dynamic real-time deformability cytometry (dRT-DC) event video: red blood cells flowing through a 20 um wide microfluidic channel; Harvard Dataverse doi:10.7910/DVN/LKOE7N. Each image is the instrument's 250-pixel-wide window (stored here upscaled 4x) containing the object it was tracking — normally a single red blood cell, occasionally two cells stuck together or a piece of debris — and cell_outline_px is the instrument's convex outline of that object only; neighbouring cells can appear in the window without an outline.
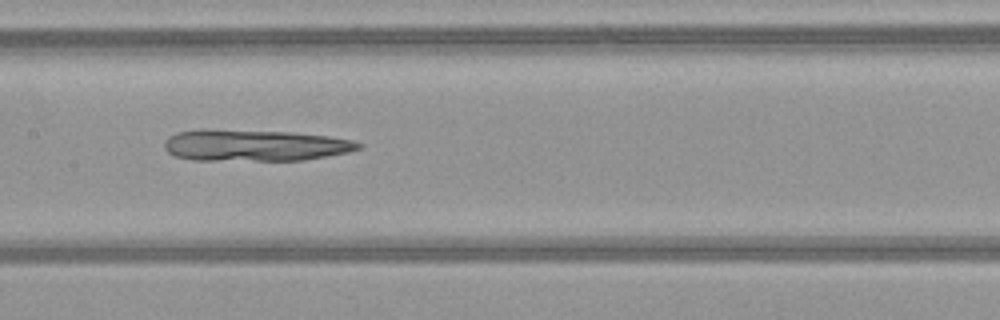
{"species": "common noctule bat (a hibernating species)", "species_latin": "Nyctalus noctula", "temperature_condition": "warm", "stored_images_in_passage": 30, "camera_frame_rate_fps": 3000, "um_per_image_px": 0.085, "animal": {"sex": "female", "body_mass_g": 21.9}, "frame": {"image": 1, "passage_image": 12, "time_ms": 3.667, "image_size_px": [1000, 320], "cell_outline_px": [[364, 144], [360, 148], [348, 152], [304, 160], [192, 160], [176, 156], [168, 152], [164, 148], [164, 140], [168, 136], [176, 132], [292, 132], [328, 136], [352, 140]], "centroid_in_image_um": [21.73, 12.4], "position_along_channel_um": 185.7, "area_um2": 34.33}}
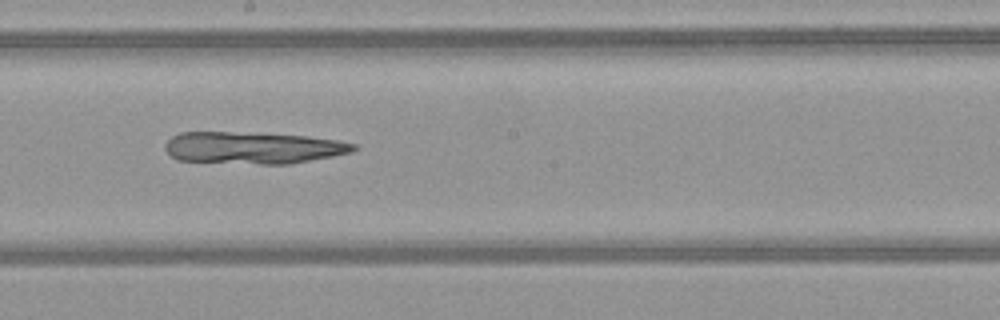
{"frame": {"image": 2, "passage_image": 15, "time_ms": 4.667, "image_size_px": [1000, 320], "cell_outline_px": [[360, 148], [352, 152], [332, 156], [288, 164], [260, 164], [176, 160], [164, 148], [164, 144], [172, 136], [180, 132], [232, 132], [308, 136], [336, 140], [356, 144]], "centroid_in_image_um": [21.5, 12.56], "position_along_channel_um": 226.7, "area_um2": 34.97}}
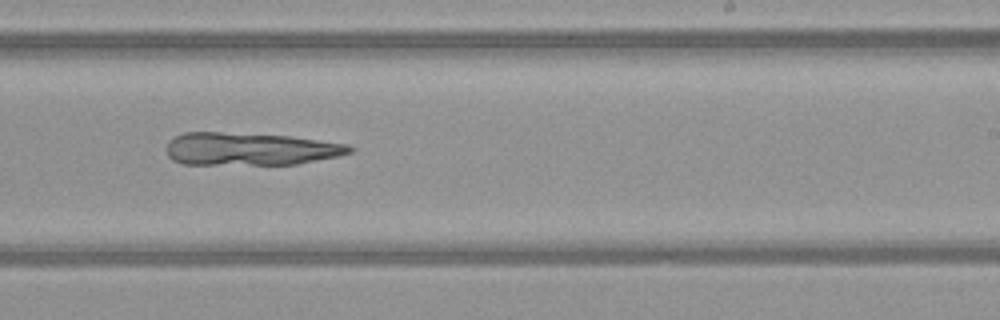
{"frame": {"image": 3, "passage_image": 18, "time_ms": 5.667, "image_size_px": [1000, 320], "cell_outline_px": [[356, 148], [352, 152], [340, 156], [296, 164], [184, 164], [172, 160], [168, 156], [168, 140], [184, 132], [220, 132], [292, 136], [348, 144]], "centroid_in_image_um": [21.3, 12.66], "position_along_channel_um": 267.7, "area_um2": 35.03}}